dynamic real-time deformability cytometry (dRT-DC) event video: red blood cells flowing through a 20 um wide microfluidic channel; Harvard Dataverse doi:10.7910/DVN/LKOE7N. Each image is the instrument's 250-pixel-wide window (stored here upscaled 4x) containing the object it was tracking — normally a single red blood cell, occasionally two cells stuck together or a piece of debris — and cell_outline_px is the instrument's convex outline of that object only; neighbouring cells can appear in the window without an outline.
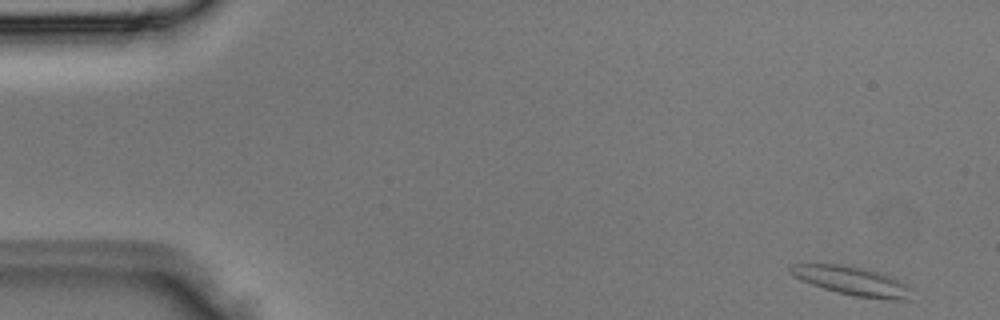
{"species": "Egyptian fruit bat (a non-hibernating species)", "species_latin": "Rousettus aegyptiacus", "temperature_condition": "room temperature", "stored_images_in_passage": 4, "camera_frame_rate_fps": 3000, "um_per_image_px": 0.085, "animal": {"sex": "male"}, "frame": {"image": 1, "passage_image": 1, "time_ms": 0.0, "image_size_px": [1000, 320], "cell_outline_px": [[912, 300], [888, 300], [856, 296], [836, 292], [812, 284], [788, 272], [788, 264], [852, 264], [880, 272], [908, 284], [912, 288]], "centroid_in_image_um": [72.51, 23.87], "position_along_channel_um": 12.5, "area_um2": 20.75}}
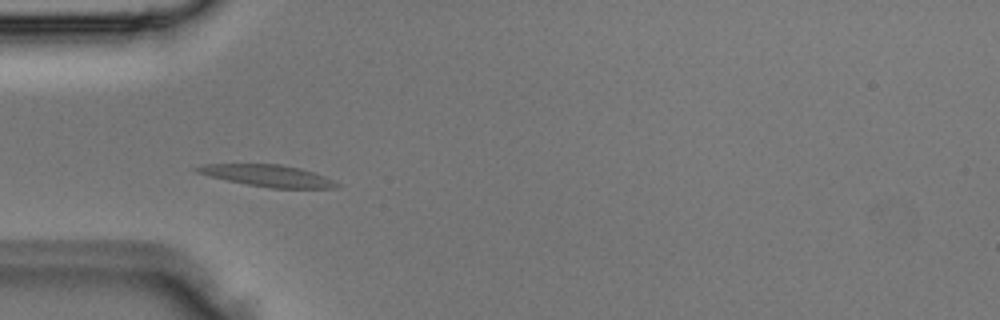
{"frame": {"image": 2, "passage_image": 3, "time_ms": 0.667, "image_size_px": [1000, 320], "cell_outline_px": [[340, 184], [336, 188], [272, 188], [248, 184], [208, 176], [196, 172], [192, 168], [204, 164], [280, 164], [300, 168], [324, 176]], "centroid_in_image_um": [22.73, 14.93], "position_along_channel_um": 62.3, "area_um2": 17.51}}
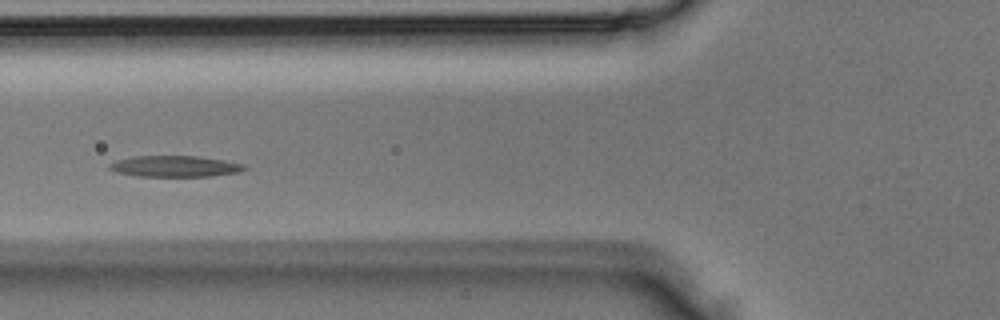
{"frame": {"image": 3, "passage_image": 4, "time_ms": 1.0, "image_size_px": [1000, 320], "cell_outline_px": [[248, 168], [240, 172], [212, 176], [136, 176], [116, 172], [108, 168], [108, 164], [116, 160], [132, 156], [200, 156], [224, 160], [244, 164]], "centroid_in_image_um": [14.87, 14.13], "position_along_channel_um": 110.9, "area_um2": 16.76}}